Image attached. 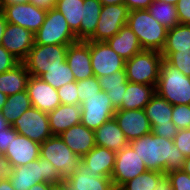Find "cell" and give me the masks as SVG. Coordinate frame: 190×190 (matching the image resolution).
<instances>
[{
  "mask_svg": "<svg viewBox=\"0 0 190 190\" xmlns=\"http://www.w3.org/2000/svg\"><path fill=\"white\" fill-rule=\"evenodd\" d=\"M98 79L101 90L106 92L113 104V107L118 110L121 107L123 96L126 93V71L119 70L114 74L102 76Z\"/></svg>",
  "mask_w": 190,
  "mask_h": 190,
  "instance_id": "obj_29",
  "label": "cell"
},
{
  "mask_svg": "<svg viewBox=\"0 0 190 190\" xmlns=\"http://www.w3.org/2000/svg\"><path fill=\"white\" fill-rule=\"evenodd\" d=\"M94 139L95 145L114 152H118L129 145V141L114 118L103 123L94 131Z\"/></svg>",
  "mask_w": 190,
  "mask_h": 190,
  "instance_id": "obj_25",
  "label": "cell"
},
{
  "mask_svg": "<svg viewBox=\"0 0 190 190\" xmlns=\"http://www.w3.org/2000/svg\"><path fill=\"white\" fill-rule=\"evenodd\" d=\"M163 60L161 52L142 50L125 62L127 81L156 87Z\"/></svg>",
  "mask_w": 190,
  "mask_h": 190,
  "instance_id": "obj_5",
  "label": "cell"
},
{
  "mask_svg": "<svg viewBox=\"0 0 190 190\" xmlns=\"http://www.w3.org/2000/svg\"><path fill=\"white\" fill-rule=\"evenodd\" d=\"M102 5H119L124 4V0H99Z\"/></svg>",
  "mask_w": 190,
  "mask_h": 190,
  "instance_id": "obj_55",
  "label": "cell"
},
{
  "mask_svg": "<svg viewBox=\"0 0 190 190\" xmlns=\"http://www.w3.org/2000/svg\"><path fill=\"white\" fill-rule=\"evenodd\" d=\"M31 107V100L28 96L27 90H25L8 96L7 101L1 110V114L8 124L12 126L14 122Z\"/></svg>",
  "mask_w": 190,
  "mask_h": 190,
  "instance_id": "obj_31",
  "label": "cell"
},
{
  "mask_svg": "<svg viewBox=\"0 0 190 190\" xmlns=\"http://www.w3.org/2000/svg\"><path fill=\"white\" fill-rule=\"evenodd\" d=\"M116 159V152L107 148L95 146L81 158V162L91 174L97 173L101 177H111Z\"/></svg>",
  "mask_w": 190,
  "mask_h": 190,
  "instance_id": "obj_24",
  "label": "cell"
},
{
  "mask_svg": "<svg viewBox=\"0 0 190 190\" xmlns=\"http://www.w3.org/2000/svg\"><path fill=\"white\" fill-rule=\"evenodd\" d=\"M147 10L153 18L168 30L179 24L176 5L153 0Z\"/></svg>",
  "mask_w": 190,
  "mask_h": 190,
  "instance_id": "obj_34",
  "label": "cell"
},
{
  "mask_svg": "<svg viewBox=\"0 0 190 190\" xmlns=\"http://www.w3.org/2000/svg\"><path fill=\"white\" fill-rule=\"evenodd\" d=\"M173 143L185 158L190 157V128L178 130Z\"/></svg>",
  "mask_w": 190,
  "mask_h": 190,
  "instance_id": "obj_42",
  "label": "cell"
},
{
  "mask_svg": "<svg viewBox=\"0 0 190 190\" xmlns=\"http://www.w3.org/2000/svg\"><path fill=\"white\" fill-rule=\"evenodd\" d=\"M84 0H56L55 8L66 18L74 34L80 30Z\"/></svg>",
  "mask_w": 190,
  "mask_h": 190,
  "instance_id": "obj_33",
  "label": "cell"
},
{
  "mask_svg": "<svg viewBox=\"0 0 190 190\" xmlns=\"http://www.w3.org/2000/svg\"><path fill=\"white\" fill-rule=\"evenodd\" d=\"M82 105L60 104L48 114L49 127L52 135H60L70 127L81 123Z\"/></svg>",
  "mask_w": 190,
  "mask_h": 190,
  "instance_id": "obj_22",
  "label": "cell"
},
{
  "mask_svg": "<svg viewBox=\"0 0 190 190\" xmlns=\"http://www.w3.org/2000/svg\"><path fill=\"white\" fill-rule=\"evenodd\" d=\"M20 3H29V0H2V7L6 5L20 4Z\"/></svg>",
  "mask_w": 190,
  "mask_h": 190,
  "instance_id": "obj_53",
  "label": "cell"
},
{
  "mask_svg": "<svg viewBox=\"0 0 190 190\" xmlns=\"http://www.w3.org/2000/svg\"><path fill=\"white\" fill-rule=\"evenodd\" d=\"M9 126L10 125L8 124L6 119L2 116L0 111V131L7 129Z\"/></svg>",
  "mask_w": 190,
  "mask_h": 190,
  "instance_id": "obj_56",
  "label": "cell"
},
{
  "mask_svg": "<svg viewBox=\"0 0 190 190\" xmlns=\"http://www.w3.org/2000/svg\"><path fill=\"white\" fill-rule=\"evenodd\" d=\"M7 97H8L7 95L0 92V111L2 110L4 104L6 103Z\"/></svg>",
  "mask_w": 190,
  "mask_h": 190,
  "instance_id": "obj_58",
  "label": "cell"
},
{
  "mask_svg": "<svg viewBox=\"0 0 190 190\" xmlns=\"http://www.w3.org/2000/svg\"><path fill=\"white\" fill-rule=\"evenodd\" d=\"M59 136L80 158L96 146L94 130L87 128L82 123L70 127Z\"/></svg>",
  "mask_w": 190,
  "mask_h": 190,
  "instance_id": "obj_23",
  "label": "cell"
},
{
  "mask_svg": "<svg viewBox=\"0 0 190 190\" xmlns=\"http://www.w3.org/2000/svg\"><path fill=\"white\" fill-rule=\"evenodd\" d=\"M7 23L4 12L0 13V45Z\"/></svg>",
  "mask_w": 190,
  "mask_h": 190,
  "instance_id": "obj_49",
  "label": "cell"
},
{
  "mask_svg": "<svg viewBox=\"0 0 190 190\" xmlns=\"http://www.w3.org/2000/svg\"><path fill=\"white\" fill-rule=\"evenodd\" d=\"M40 78L55 89H59L65 84L75 81L74 74L67 62H64L63 66L49 69L48 72L42 74Z\"/></svg>",
  "mask_w": 190,
  "mask_h": 190,
  "instance_id": "obj_36",
  "label": "cell"
},
{
  "mask_svg": "<svg viewBox=\"0 0 190 190\" xmlns=\"http://www.w3.org/2000/svg\"><path fill=\"white\" fill-rule=\"evenodd\" d=\"M144 111L154 135L174 139L178 133V128L172 122L173 105L155 93L145 106Z\"/></svg>",
  "mask_w": 190,
  "mask_h": 190,
  "instance_id": "obj_9",
  "label": "cell"
},
{
  "mask_svg": "<svg viewBox=\"0 0 190 190\" xmlns=\"http://www.w3.org/2000/svg\"><path fill=\"white\" fill-rule=\"evenodd\" d=\"M113 118L129 142L151 133L144 109L116 110Z\"/></svg>",
  "mask_w": 190,
  "mask_h": 190,
  "instance_id": "obj_18",
  "label": "cell"
},
{
  "mask_svg": "<svg viewBox=\"0 0 190 190\" xmlns=\"http://www.w3.org/2000/svg\"><path fill=\"white\" fill-rule=\"evenodd\" d=\"M29 3L45 10L53 9L56 6V0H29Z\"/></svg>",
  "mask_w": 190,
  "mask_h": 190,
  "instance_id": "obj_47",
  "label": "cell"
},
{
  "mask_svg": "<svg viewBox=\"0 0 190 190\" xmlns=\"http://www.w3.org/2000/svg\"><path fill=\"white\" fill-rule=\"evenodd\" d=\"M10 142H11V126H9L5 130L0 131V160H2V155L6 152Z\"/></svg>",
  "mask_w": 190,
  "mask_h": 190,
  "instance_id": "obj_45",
  "label": "cell"
},
{
  "mask_svg": "<svg viewBox=\"0 0 190 190\" xmlns=\"http://www.w3.org/2000/svg\"><path fill=\"white\" fill-rule=\"evenodd\" d=\"M155 93V86L127 81L126 93L118 110L144 109Z\"/></svg>",
  "mask_w": 190,
  "mask_h": 190,
  "instance_id": "obj_27",
  "label": "cell"
},
{
  "mask_svg": "<svg viewBox=\"0 0 190 190\" xmlns=\"http://www.w3.org/2000/svg\"><path fill=\"white\" fill-rule=\"evenodd\" d=\"M164 173L150 171L138 175L134 179H131L124 183L121 190H155L160 179L164 176Z\"/></svg>",
  "mask_w": 190,
  "mask_h": 190,
  "instance_id": "obj_35",
  "label": "cell"
},
{
  "mask_svg": "<svg viewBox=\"0 0 190 190\" xmlns=\"http://www.w3.org/2000/svg\"><path fill=\"white\" fill-rule=\"evenodd\" d=\"M34 36L35 44L41 45H71L78 41L66 18L56 8L47 10L44 23Z\"/></svg>",
  "mask_w": 190,
  "mask_h": 190,
  "instance_id": "obj_7",
  "label": "cell"
},
{
  "mask_svg": "<svg viewBox=\"0 0 190 190\" xmlns=\"http://www.w3.org/2000/svg\"><path fill=\"white\" fill-rule=\"evenodd\" d=\"M30 74L20 62L13 69L0 74V92L7 96L25 91Z\"/></svg>",
  "mask_w": 190,
  "mask_h": 190,
  "instance_id": "obj_28",
  "label": "cell"
},
{
  "mask_svg": "<svg viewBox=\"0 0 190 190\" xmlns=\"http://www.w3.org/2000/svg\"><path fill=\"white\" fill-rule=\"evenodd\" d=\"M8 168L6 167V164L0 160V182L7 177Z\"/></svg>",
  "mask_w": 190,
  "mask_h": 190,
  "instance_id": "obj_52",
  "label": "cell"
},
{
  "mask_svg": "<svg viewBox=\"0 0 190 190\" xmlns=\"http://www.w3.org/2000/svg\"><path fill=\"white\" fill-rule=\"evenodd\" d=\"M106 43L125 61L143 50L136 34L127 24L117 34L108 39Z\"/></svg>",
  "mask_w": 190,
  "mask_h": 190,
  "instance_id": "obj_26",
  "label": "cell"
},
{
  "mask_svg": "<svg viewBox=\"0 0 190 190\" xmlns=\"http://www.w3.org/2000/svg\"><path fill=\"white\" fill-rule=\"evenodd\" d=\"M40 157L48 159L63 179L75 172L81 162L59 135H52L40 144Z\"/></svg>",
  "mask_w": 190,
  "mask_h": 190,
  "instance_id": "obj_8",
  "label": "cell"
},
{
  "mask_svg": "<svg viewBox=\"0 0 190 190\" xmlns=\"http://www.w3.org/2000/svg\"><path fill=\"white\" fill-rule=\"evenodd\" d=\"M3 12V7H2V0H0V13Z\"/></svg>",
  "mask_w": 190,
  "mask_h": 190,
  "instance_id": "obj_60",
  "label": "cell"
},
{
  "mask_svg": "<svg viewBox=\"0 0 190 190\" xmlns=\"http://www.w3.org/2000/svg\"><path fill=\"white\" fill-rule=\"evenodd\" d=\"M18 134H21L32 141L42 144L52 136L48 114L31 107L25 111L12 125Z\"/></svg>",
  "mask_w": 190,
  "mask_h": 190,
  "instance_id": "obj_12",
  "label": "cell"
},
{
  "mask_svg": "<svg viewBox=\"0 0 190 190\" xmlns=\"http://www.w3.org/2000/svg\"><path fill=\"white\" fill-rule=\"evenodd\" d=\"M155 190H173L171 180L167 174H165L159 181Z\"/></svg>",
  "mask_w": 190,
  "mask_h": 190,
  "instance_id": "obj_48",
  "label": "cell"
},
{
  "mask_svg": "<svg viewBox=\"0 0 190 190\" xmlns=\"http://www.w3.org/2000/svg\"><path fill=\"white\" fill-rule=\"evenodd\" d=\"M7 177L15 190H29L41 182L59 184L64 180L54 165L48 159L41 157L27 165L8 169Z\"/></svg>",
  "mask_w": 190,
  "mask_h": 190,
  "instance_id": "obj_2",
  "label": "cell"
},
{
  "mask_svg": "<svg viewBox=\"0 0 190 190\" xmlns=\"http://www.w3.org/2000/svg\"><path fill=\"white\" fill-rule=\"evenodd\" d=\"M35 44V36L24 27L7 23L1 45L22 62Z\"/></svg>",
  "mask_w": 190,
  "mask_h": 190,
  "instance_id": "obj_17",
  "label": "cell"
},
{
  "mask_svg": "<svg viewBox=\"0 0 190 190\" xmlns=\"http://www.w3.org/2000/svg\"><path fill=\"white\" fill-rule=\"evenodd\" d=\"M90 56L94 76L97 78L125 70V60L106 42L90 41Z\"/></svg>",
  "mask_w": 190,
  "mask_h": 190,
  "instance_id": "obj_15",
  "label": "cell"
},
{
  "mask_svg": "<svg viewBox=\"0 0 190 190\" xmlns=\"http://www.w3.org/2000/svg\"><path fill=\"white\" fill-rule=\"evenodd\" d=\"M19 63V60L0 45V74L13 69Z\"/></svg>",
  "mask_w": 190,
  "mask_h": 190,
  "instance_id": "obj_43",
  "label": "cell"
},
{
  "mask_svg": "<svg viewBox=\"0 0 190 190\" xmlns=\"http://www.w3.org/2000/svg\"><path fill=\"white\" fill-rule=\"evenodd\" d=\"M68 46L34 44L22 63L30 76L40 77L49 69L63 66L66 62Z\"/></svg>",
  "mask_w": 190,
  "mask_h": 190,
  "instance_id": "obj_6",
  "label": "cell"
},
{
  "mask_svg": "<svg viewBox=\"0 0 190 190\" xmlns=\"http://www.w3.org/2000/svg\"><path fill=\"white\" fill-rule=\"evenodd\" d=\"M157 1H162L163 3L166 2L172 5H176L178 2V0H157Z\"/></svg>",
  "mask_w": 190,
  "mask_h": 190,
  "instance_id": "obj_59",
  "label": "cell"
},
{
  "mask_svg": "<svg viewBox=\"0 0 190 190\" xmlns=\"http://www.w3.org/2000/svg\"><path fill=\"white\" fill-rule=\"evenodd\" d=\"M26 90L32 107L40 111L49 113L61 104L57 89L44 82L40 77L30 76Z\"/></svg>",
  "mask_w": 190,
  "mask_h": 190,
  "instance_id": "obj_19",
  "label": "cell"
},
{
  "mask_svg": "<svg viewBox=\"0 0 190 190\" xmlns=\"http://www.w3.org/2000/svg\"><path fill=\"white\" fill-rule=\"evenodd\" d=\"M81 105V123L94 131L103 123L113 119L116 111L106 92L102 90L87 98Z\"/></svg>",
  "mask_w": 190,
  "mask_h": 190,
  "instance_id": "obj_13",
  "label": "cell"
},
{
  "mask_svg": "<svg viewBox=\"0 0 190 190\" xmlns=\"http://www.w3.org/2000/svg\"><path fill=\"white\" fill-rule=\"evenodd\" d=\"M170 65L177 68L185 76L190 77V50H179L175 53H161Z\"/></svg>",
  "mask_w": 190,
  "mask_h": 190,
  "instance_id": "obj_37",
  "label": "cell"
},
{
  "mask_svg": "<svg viewBox=\"0 0 190 190\" xmlns=\"http://www.w3.org/2000/svg\"><path fill=\"white\" fill-rule=\"evenodd\" d=\"M127 25L136 34L143 50L162 51L168 29L153 18L147 9L129 11Z\"/></svg>",
  "mask_w": 190,
  "mask_h": 190,
  "instance_id": "obj_3",
  "label": "cell"
},
{
  "mask_svg": "<svg viewBox=\"0 0 190 190\" xmlns=\"http://www.w3.org/2000/svg\"><path fill=\"white\" fill-rule=\"evenodd\" d=\"M77 89H78L77 81L67 83L64 86L57 89L61 104L64 105L79 104Z\"/></svg>",
  "mask_w": 190,
  "mask_h": 190,
  "instance_id": "obj_40",
  "label": "cell"
},
{
  "mask_svg": "<svg viewBox=\"0 0 190 190\" xmlns=\"http://www.w3.org/2000/svg\"><path fill=\"white\" fill-rule=\"evenodd\" d=\"M66 62L74 74L75 81H82L93 77L90 41H77L69 45Z\"/></svg>",
  "mask_w": 190,
  "mask_h": 190,
  "instance_id": "obj_20",
  "label": "cell"
},
{
  "mask_svg": "<svg viewBox=\"0 0 190 190\" xmlns=\"http://www.w3.org/2000/svg\"><path fill=\"white\" fill-rule=\"evenodd\" d=\"M153 0H124V4L128 7L129 11L148 9Z\"/></svg>",
  "mask_w": 190,
  "mask_h": 190,
  "instance_id": "obj_46",
  "label": "cell"
},
{
  "mask_svg": "<svg viewBox=\"0 0 190 190\" xmlns=\"http://www.w3.org/2000/svg\"><path fill=\"white\" fill-rule=\"evenodd\" d=\"M147 170L143 160L130 145H127L122 150L116 152L115 165L111 179L115 188H120L124 183L134 179Z\"/></svg>",
  "mask_w": 190,
  "mask_h": 190,
  "instance_id": "obj_14",
  "label": "cell"
},
{
  "mask_svg": "<svg viewBox=\"0 0 190 190\" xmlns=\"http://www.w3.org/2000/svg\"><path fill=\"white\" fill-rule=\"evenodd\" d=\"M69 190H115L111 177H101L99 174H91L82 162L71 175L63 180Z\"/></svg>",
  "mask_w": 190,
  "mask_h": 190,
  "instance_id": "obj_21",
  "label": "cell"
},
{
  "mask_svg": "<svg viewBox=\"0 0 190 190\" xmlns=\"http://www.w3.org/2000/svg\"><path fill=\"white\" fill-rule=\"evenodd\" d=\"M77 87L79 104L84 103L87 98L92 97L101 91L99 79L96 76L77 81Z\"/></svg>",
  "mask_w": 190,
  "mask_h": 190,
  "instance_id": "obj_38",
  "label": "cell"
},
{
  "mask_svg": "<svg viewBox=\"0 0 190 190\" xmlns=\"http://www.w3.org/2000/svg\"><path fill=\"white\" fill-rule=\"evenodd\" d=\"M40 157V144L18 134L11 126V142L2 155L8 169L24 166Z\"/></svg>",
  "mask_w": 190,
  "mask_h": 190,
  "instance_id": "obj_11",
  "label": "cell"
},
{
  "mask_svg": "<svg viewBox=\"0 0 190 190\" xmlns=\"http://www.w3.org/2000/svg\"><path fill=\"white\" fill-rule=\"evenodd\" d=\"M190 50V24L179 23L167 31L166 43L161 53Z\"/></svg>",
  "mask_w": 190,
  "mask_h": 190,
  "instance_id": "obj_32",
  "label": "cell"
},
{
  "mask_svg": "<svg viewBox=\"0 0 190 190\" xmlns=\"http://www.w3.org/2000/svg\"><path fill=\"white\" fill-rule=\"evenodd\" d=\"M50 190H69L66 183L63 181L59 184H50Z\"/></svg>",
  "mask_w": 190,
  "mask_h": 190,
  "instance_id": "obj_54",
  "label": "cell"
},
{
  "mask_svg": "<svg viewBox=\"0 0 190 190\" xmlns=\"http://www.w3.org/2000/svg\"><path fill=\"white\" fill-rule=\"evenodd\" d=\"M0 190H15L8 177H5L1 182H0Z\"/></svg>",
  "mask_w": 190,
  "mask_h": 190,
  "instance_id": "obj_50",
  "label": "cell"
},
{
  "mask_svg": "<svg viewBox=\"0 0 190 190\" xmlns=\"http://www.w3.org/2000/svg\"><path fill=\"white\" fill-rule=\"evenodd\" d=\"M128 16L125 4L102 5L95 33L87 41L106 42L127 24Z\"/></svg>",
  "mask_w": 190,
  "mask_h": 190,
  "instance_id": "obj_10",
  "label": "cell"
},
{
  "mask_svg": "<svg viewBox=\"0 0 190 190\" xmlns=\"http://www.w3.org/2000/svg\"><path fill=\"white\" fill-rule=\"evenodd\" d=\"M172 122L178 130L190 128V105H173Z\"/></svg>",
  "mask_w": 190,
  "mask_h": 190,
  "instance_id": "obj_39",
  "label": "cell"
},
{
  "mask_svg": "<svg viewBox=\"0 0 190 190\" xmlns=\"http://www.w3.org/2000/svg\"><path fill=\"white\" fill-rule=\"evenodd\" d=\"M8 23L28 29L35 34L44 23L47 10L32 3L6 5L3 8Z\"/></svg>",
  "mask_w": 190,
  "mask_h": 190,
  "instance_id": "obj_16",
  "label": "cell"
},
{
  "mask_svg": "<svg viewBox=\"0 0 190 190\" xmlns=\"http://www.w3.org/2000/svg\"><path fill=\"white\" fill-rule=\"evenodd\" d=\"M173 190H190V175L183 170H174L167 173Z\"/></svg>",
  "mask_w": 190,
  "mask_h": 190,
  "instance_id": "obj_41",
  "label": "cell"
},
{
  "mask_svg": "<svg viewBox=\"0 0 190 190\" xmlns=\"http://www.w3.org/2000/svg\"><path fill=\"white\" fill-rule=\"evenodd\" d=\"M176 9L179 23L190 24V0H178Z\"/></svg>",
  "mask_w": 190,
  "mask_h": 190,
  "instance_id": "obj_44",
  "label": "cell"
},
{
  "mask_svg": "<svg viewBox=\"0 0 190 190\" xmlns=\"http://www.w3.org/2000/svg\"><path fill=\"white\" fill-rule=\"evenodd\" d=\"M29 190H50V184L46 182H41L33 185Z\"/></svg>",
  "mask_w": 190,
  "mask_h": 190,
  "instance_id": "obj_51",
  "label": "cell"
},
{
  "mask_svg": "<svg viewBox=\"0 0 190 190\" xmlns=\"http://www.w3.org/2000/svg\"><path fill=\"white\" fill-rule=\"evenodd\" d=\"M155 91L171 105H190V77L185 76L165 59L161 63Z\"/></svg>",
  "mask_w": 190,
  "mask_h": 190,
  "instance_id": "obj_4",
  "label": "cell"
},
{
  "mask_svg": "<svg viewBox=\"0 0 190 190\" xmlns=\"http://www.w3.org/2000/svg\"><path fill=\"white\" fill-rule=\"evenodd\" d=\"M101 8L99 0H84L80 30L75 34L78 41H87L95 33Z\"/></svg>",
  "mask_w": 190,
  "mask_h": 190,
  "instance_id": "obj_30",
  "label": "cell"
},
{
  "mask_svg": "<svg viewBox=\"0 0 190 190\" xmlns=\"http://www.w3.org/2000/svg\"><path fill=\"white\" fill-rule=\"evenodd\" d=\"M182 170L190 175V157L185 159Z\"/></svg>",
  "mask_w": 190,
  "mask_h": 190,
  "instance_id": "obj_57",
  "label": "cell"
},
{
  "mask_svg": "<svg viewBox=\"0 0 190 190\" xmlns=\"http://www.w3.org/2000/svg\"><path fill=\"white\" fill-rule=\"evenodd\" d=\"M144 165L150 171L167 174L182 170L185 156L174 145L173 140L158 137L152 132L129 142Z\"/></svg>",
  "mask_w": 190,
  "mask_h": 190,
  "instance_id": "obj_1",
  "label": "cell"
}]
</instances>
